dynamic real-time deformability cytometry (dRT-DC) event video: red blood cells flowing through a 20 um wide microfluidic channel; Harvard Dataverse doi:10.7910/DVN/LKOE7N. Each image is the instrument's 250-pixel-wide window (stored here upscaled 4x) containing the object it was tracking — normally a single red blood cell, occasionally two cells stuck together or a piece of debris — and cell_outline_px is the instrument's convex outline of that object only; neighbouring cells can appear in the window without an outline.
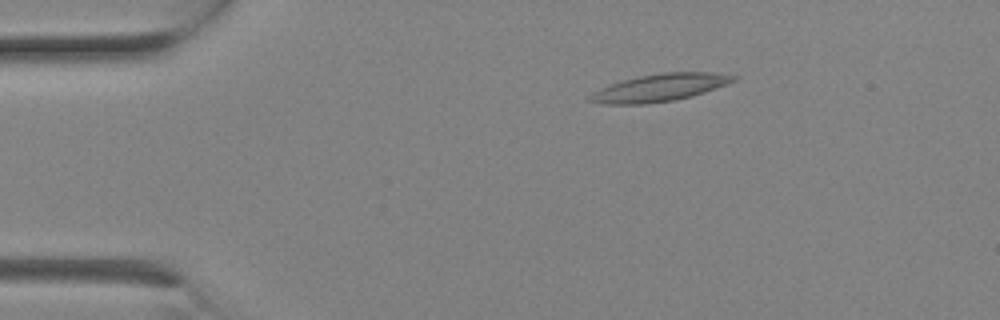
{"species": "Egyptian fruit bat (a non-hibernating species)", "species_latin": "Rousettus aegyptiacus", "temperature_condition": "room temperature", "stored_images_in_passage": 1, "camera_frame_rate_fps": 3000, "um_per_image_px": 0.085, "animal": {"sex": "female"}, "frame": {"image": 1, "passage_image": 1, "time_ms": 0.0, "image_size_px": [1000, 320], "cell_outline_px": [[736, 80], [728, 84], [692, 96], [672, 100], [644, 104], [604, 104], [588, 100], [588, 96], [600, 88], [620, 80], [640, 76], [664, 72], [716, 72], [736, 76]], "centroid_in_image_um": [56.08, 7.44], "position_along_channel_um": 28.9, "area_um2": 22.83}}